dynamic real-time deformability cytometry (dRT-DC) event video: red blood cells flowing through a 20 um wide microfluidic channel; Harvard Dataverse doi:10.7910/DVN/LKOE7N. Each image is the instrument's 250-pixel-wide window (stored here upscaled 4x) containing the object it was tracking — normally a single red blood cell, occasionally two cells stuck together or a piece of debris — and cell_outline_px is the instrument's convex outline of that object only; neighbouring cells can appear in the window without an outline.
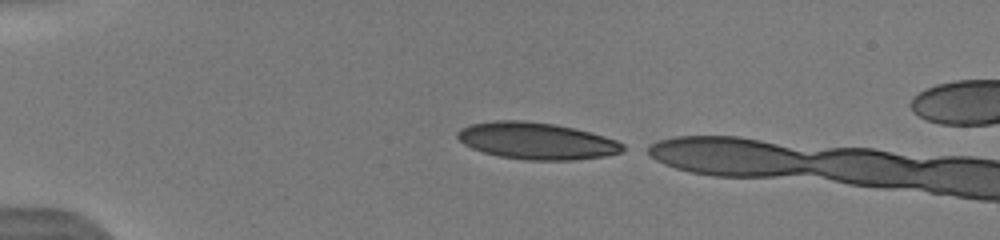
{"species": "human", "species_latin": "Homo sapiens", "temperature_condition": "warm", "stored_images_in_passage": 7, "camera_frame_rate_fps": 3000, "um_per_image_px": 0.085, "donor": {"sex": "male"}, "frame": {"image": 1, "passage_image": 1, "time_ms": 0.0, "image_size_px": [1000, 240], "cell_outline_px": [[624, 152], [604, 156], [576, 160], [524, 160], [500, 156], [484, 152], [472, 148], [464, 144], [456, 136], [456, 132], [460, 128], [472, 124], [496, 120], [524, 120], [556, 124], [604, 136], [616, 140], [624, 144]], "centroid_in_image_um": [45.61, 11.98], "position_along_channel_um": 39.4, "area_um2": 35.49}}
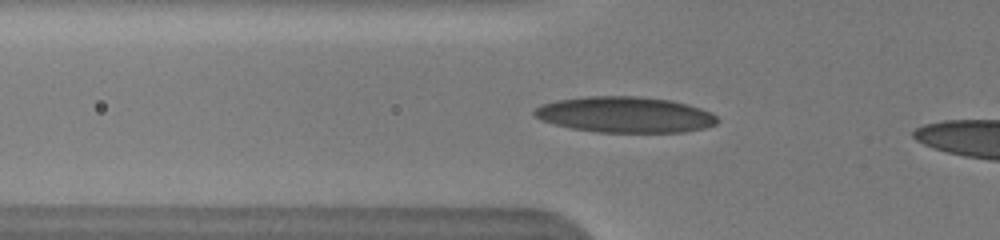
{"frame": {"image": 2, "passage_image": 5, "time_ms": 2.0, "image_size_px": [1000, 240], "cell_outline_px": [[720, 120], [716, 124], [704, 128], [684, 132], [600, 132], [572, 128], [540, 120], [532, 112], [540, 104], [556, 100], [588, 96], [640, 96], [672, 100], [688, 104], [712, 112]], "centroid_in_image_um": [53.15, 9.74], "position_along_channel_um": 72.6, "area_um2": 38.38}}